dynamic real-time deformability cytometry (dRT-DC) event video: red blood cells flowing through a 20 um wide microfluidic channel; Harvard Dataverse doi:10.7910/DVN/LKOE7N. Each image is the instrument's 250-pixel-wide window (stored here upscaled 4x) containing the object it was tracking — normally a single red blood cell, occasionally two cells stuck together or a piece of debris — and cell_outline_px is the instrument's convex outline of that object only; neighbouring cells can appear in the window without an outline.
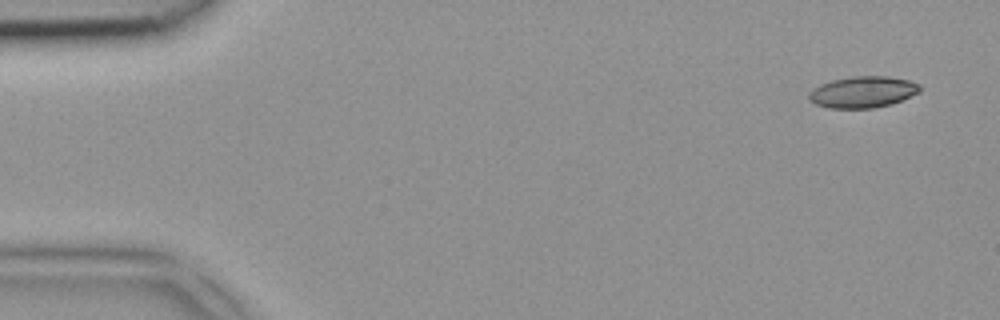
{"species": "common noctule bat (a hibernating species)", "species_latin": "Nyctalus noctula", "temperature_condition": "room temperature", "stored_images_in_passage": 4, "camera_frame_rate_fps": 3000, "um_per_image_px": 0.085, "animal": {"sex": "female", "body_mass_g": 18.4}, "frame": {"image": 1, "passage_image": 1, "time_ms": 0.0, "image_size_px": [1000, 320], "cell_outline_px": [[920, 92], [892, 104], [872, 108], [828, 108], [816, 104], [808, 100], [808, 96], [820, 84], [832, 80], [852, 76], [888, 76], [908, 80], [920, 84]], "centroid_in_image_um": [73.36, 7.82], "position_along_channel_um": 11.6, "area_um2": 20.23}}
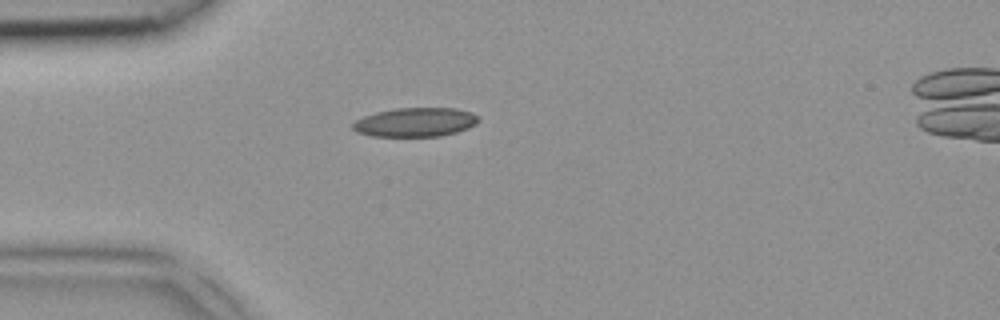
{"frame": {"image": 2, "passage_image": 4, "time_ms": 1.0, "image_size_px": [1000, 320], "cell_outline_px": [[480, 120], [476, 124], [468, 128], [456, 132], [440, 136], [372, 136], [356, 132], [352, 128], [352, 124], [356, 120], [364, 116], [376, 112], [396, 108], [456, 108], [472, 112], [480, 116]], "centroid_in_image_um": [35.33, 10.38], "position_along_channel_um": 49.7, "area_um2": 21.39}}